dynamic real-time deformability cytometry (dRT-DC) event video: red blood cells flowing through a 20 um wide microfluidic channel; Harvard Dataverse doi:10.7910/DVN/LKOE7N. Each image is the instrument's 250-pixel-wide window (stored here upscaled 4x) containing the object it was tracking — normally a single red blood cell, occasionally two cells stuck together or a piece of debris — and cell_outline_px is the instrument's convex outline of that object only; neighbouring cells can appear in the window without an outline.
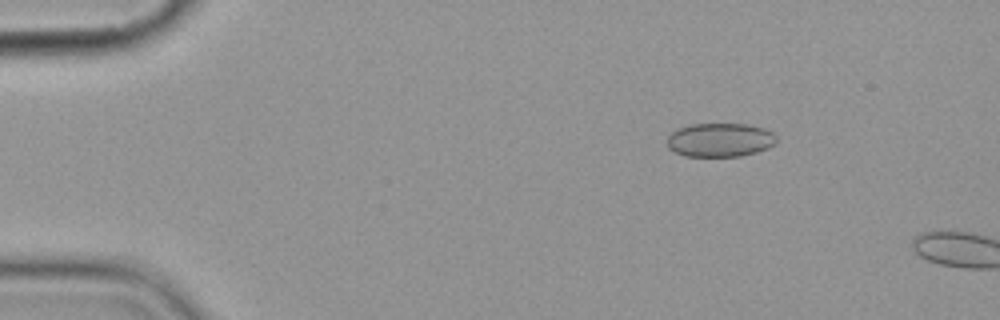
{"species": "common noctule bat (a hibernating species)", "species_latin": "Nyctalus noctula", "temperature_condition": "cold", "stored_images_in_passage": 6, "camera_frame_rate_fps": 3000, "um_per_image_px": 0.085, "animal": {"sex": "female", "body_mass_g": 19.9}, "frame": {"image": 1, "passage_image": 2, "time_ms": 1.333, "image_size_px": [1000, 320], "cell_outline_px": [[776, 144], [768, 148], [756, 152], [740, 156], [684, 156], [668, 148], [668, 136], [676, 128], [692, 124], [748, 124], [764, 128], [772, 132], [776, 136]], "centroid_in_image_um": [61.21, 11.89], "position_along_channel_um": 23.8, "area_um2": 21.62}}
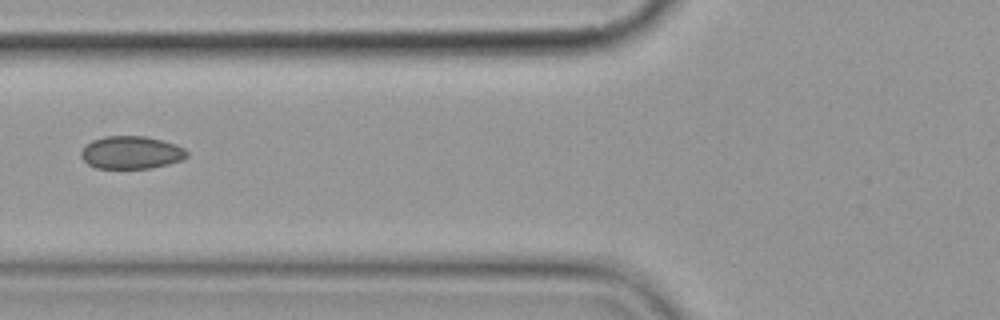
{"frame": {"image": 2, "passage_image": 6, "time_ms": 6.0, "image_size_px": [1000, 320], "cell_outline_px": [[188, 156], [184, 160], [152, 168], [96, 168], [88, 164], [80, 156], [80, 152], [92, 140], [104, 136], [144, 136], [164, 140], [176, 144], [184, 148], [188, 152]], "centroid_in_image_um": [11.19, 12.96], "position_along_channel_um": 114.6, "area_um2": 20.35}}